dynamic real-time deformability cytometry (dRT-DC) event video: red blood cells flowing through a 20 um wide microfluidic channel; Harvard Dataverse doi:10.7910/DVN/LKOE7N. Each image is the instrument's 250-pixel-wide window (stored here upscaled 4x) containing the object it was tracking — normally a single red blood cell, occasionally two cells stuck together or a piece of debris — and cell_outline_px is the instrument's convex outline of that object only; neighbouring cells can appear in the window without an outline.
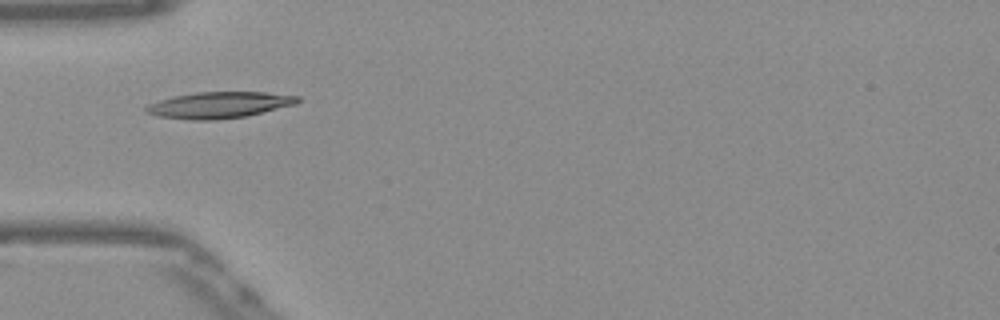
{"species": "Egyptian fruit bat (a non-hibernating species)", "species_latin": "Rousettus aegyptiacus", "temperature_condition": "warm", "stored_images_in_passage": 37, "camera_frame_rate_fps": 3000, "um_per_image_px": 0.085, "frame": {"image": 1, "passage_image": 1, "time_ms": 0.0, "image_size_px": [1000, 320], "cell_outline_px": [[300, 100], [296, 104], [248, 116], [212, 120], [192, 120], [160, 116], [144, 112], [144, 108], [148, 104], [172, 96], [196, 92], [264, 92], [300, 96]], "centroid_in_image_um": [18.64, 8.92], "position_along_channel_um": 66.4, "area_um2": 23.24}}
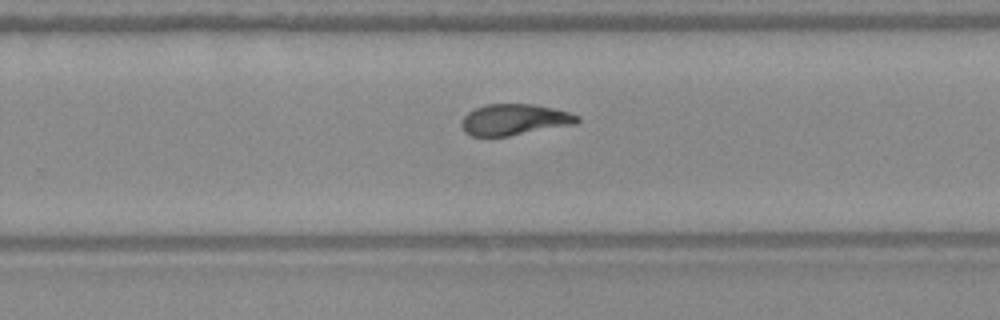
{"frame": {"image": 2, "passage_image": 18, "time_ms": 5.667, "image_size_px": [1000, 320], "cell_outline_px": [[580, 120], [576, 124], [508, 136], [472, 136], [464, 132], [460, 124], [464, 116], [468, 112], [484, 104], [532, 104], [552, 108], [568, 112], [580, 116]], "centroid_in_image_um": [43.71, 10.17], "position_along_channel_um": 286.1, "area_um2": 20.98}}
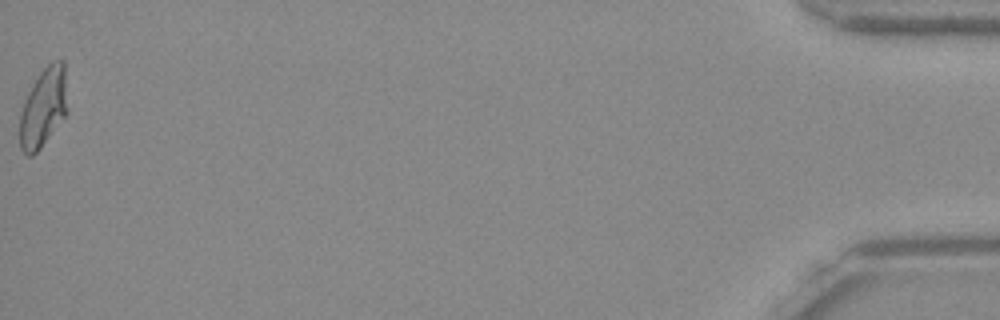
{"frame": {"image": 3, "passage_image": 37, "time_ms": 12.0, "image_size_px": [1000, 320], "cell_outline_px": [[68, 112], [40, 148], [32, 156], [28, 156], [20, 148], [20, 116], [28, 92], [32, 84], [40, 72], [52, 60], [64, 60], [68, 108]], "centroid_in_image_um": [3.71, 9.12], "position_along_channel_um": 431.5, "area_um2": 21.96}, "authors_computed_cell_mechanics": {"area_um2": 21.1548, "velocity_mm_per_s": 3.8721, "shape_relaxation_time_tau1_ms": null, "shape_relaxation_time_tau2_ms": 1.4189, "deformation_change_tau1": null, "deformation_change_tau2": 0.0815}}